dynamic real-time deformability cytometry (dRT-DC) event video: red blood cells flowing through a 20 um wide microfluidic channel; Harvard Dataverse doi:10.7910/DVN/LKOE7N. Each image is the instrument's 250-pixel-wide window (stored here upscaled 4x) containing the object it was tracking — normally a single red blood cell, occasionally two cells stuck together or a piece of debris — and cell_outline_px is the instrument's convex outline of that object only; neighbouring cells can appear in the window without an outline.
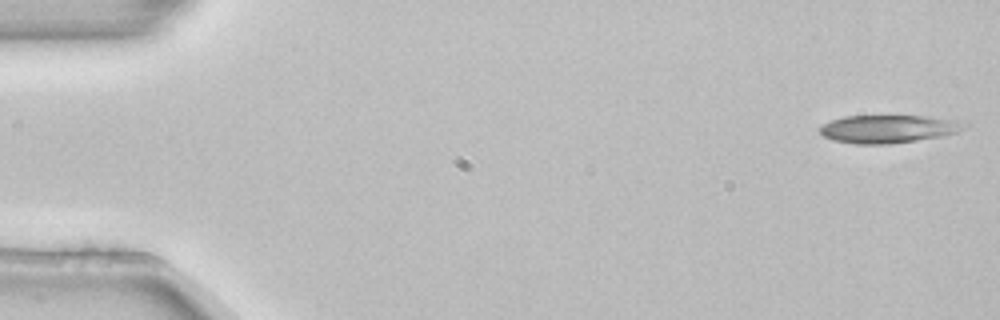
{"species": "common noctule bat (a hibernating species)", "species_latin": "Nyctalus noctula", "temperature_condition": "room temperature", "stored_images_in_passage": 4, "camera_frame_rate_fps": 3000, "um_per_image_px": 0.085, "animal": {"sex": "female", "body_mass_g": 22.7, "forearm_length_mm": 54.2}, "frame": {"image": 1, "passage_image": 1, "time_ms": 0.0, "image_size_px": [1000, 320], "cell_outline_px": [[972, 124], [960, 132], [944, 136], [892, 144], [856, 144], [832, 140], [824, 136], [820, 132], [820, 128], [824, 124], [832, 120], [844, 116], [924, 116], [968, 120]], "centroid_in_image_um": [75.67, 10.95], "position_along_channel_um": 9.3, "area_um2": 24.1}}
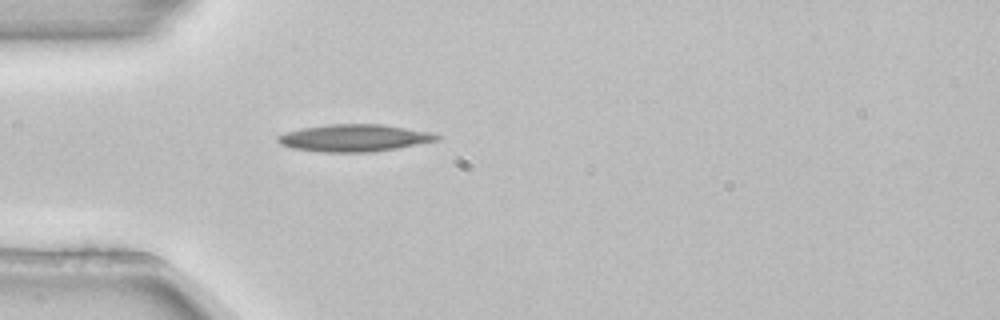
{"frame": {"image": 2, "passage_image": 4, "time_ms": 1.0, "image_size_px": [1000, 320], "cell_outline_px": [[444, 136], [440, 140], [396, 148], [372, 152], [320, 152], [292, 148], [280, 144], [276, 140], [276, 136], [300, 128], [328, 124], [384, 124], [432, 132]], "centroid_in_image_um": [30.15, 11.72], "position_along_channel_um": 54.9, "area_um2": 25.43}}